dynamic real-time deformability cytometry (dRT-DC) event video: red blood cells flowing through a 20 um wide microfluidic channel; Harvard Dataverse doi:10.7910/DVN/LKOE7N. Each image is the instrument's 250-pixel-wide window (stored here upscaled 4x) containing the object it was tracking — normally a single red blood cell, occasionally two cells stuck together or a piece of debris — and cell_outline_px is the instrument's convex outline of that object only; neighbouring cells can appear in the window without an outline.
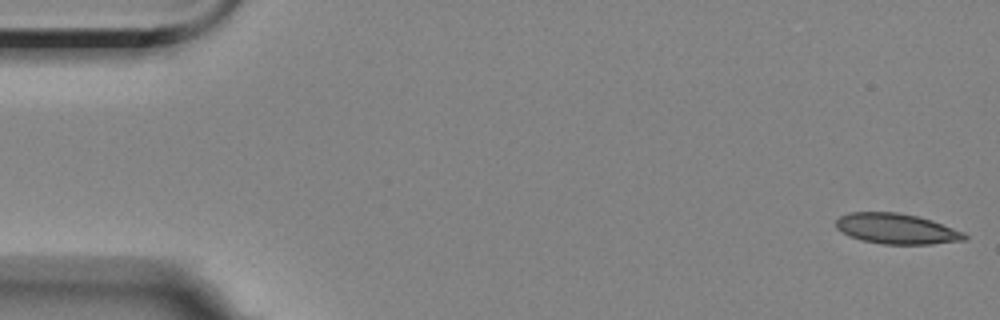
{"species": "Egyptian fruit bat (a non-hibernating species)", "species_latin": "Rousettus aegyptiacus", "temperature_condition": "room temperature", "stored_images_in_passage": 4, "camera_frame_rate_fps": 3000, "um_per_image_px": 0.085, "animal": {"sex": "female"}, "frame": {"image": 1, "passage_image": 1, "time_ms": 0.0, "image_size_px": [1000, 320], "cell_outline_px": [[968, 240], [932, 244], [884, 244], [860, 240], [848, 236], [836, 228], [836, 220], [840, 216], [848, 212], [896, 212], [916, 216], [932, 220], [964, 232], [968, 236]], "centroid_in_image_um": [76.21, 19.45], "position_along_channel_um": 8.8, "area_um2": 22.95}}
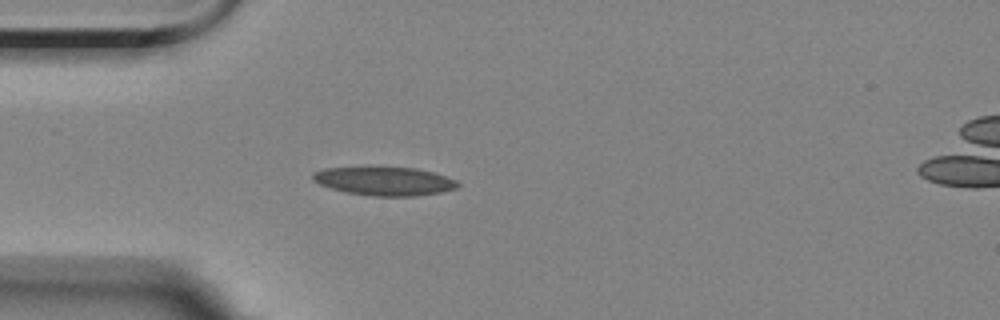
{"frame": {"image": 2, "passage_image": 4, "time_ms": 4.667, "image_size_px": [1000, 320], "cell_outline_px": [[460, 184], [456, 188], [440, 192], [416, 196], [372, 196], [348, 192], [332, 188], [320, 184], [312, 180], [312, 172], [324, 168], [416, 168], [432, 172], [456, 180]], "centroid_in_image_um": [32.67, 15.4], "position_along_channel_um": 52.3, "area_um2": 23.7}}